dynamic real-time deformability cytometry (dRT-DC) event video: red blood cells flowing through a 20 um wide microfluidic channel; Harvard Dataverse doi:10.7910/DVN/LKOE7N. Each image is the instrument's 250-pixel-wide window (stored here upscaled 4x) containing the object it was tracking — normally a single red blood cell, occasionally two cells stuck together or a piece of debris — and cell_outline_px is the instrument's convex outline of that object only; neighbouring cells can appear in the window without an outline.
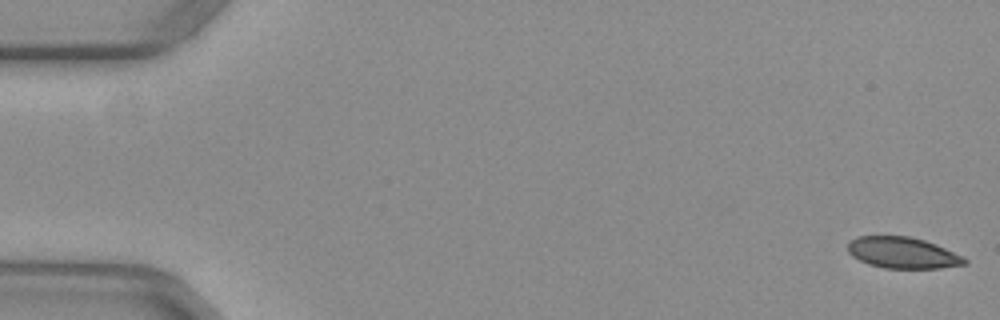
{"species": "common noctule bat (a hibernating species)", "species_latin": "Nyctalus noctula", "temperature_condition": "warm", "stored_images_in_passage": 52, "camera_frame_rate_fps": 3000, "um_per_image_px": 0.085, "animal": {"sex": "female", "body_mass_g": 29.2, "forearm_length_mm": 56.3}, "frame": {"image": 1, "passage_image": 1, "time_ms": 0.0, "image_size_px": [1000, 320], "cell_outline_px": [[968, 264], [940, 268], [884, 268], [868, 264], [852, 256], [848, 252], [848, 240], [856, 236], [908, 236], [924, 240], [936, 244], [964, 256], [968, 260]], "centroid_in_image_um": [76.73, 21.48], "position_along_channel_um": 8.3, "area_um2": 21.44}}
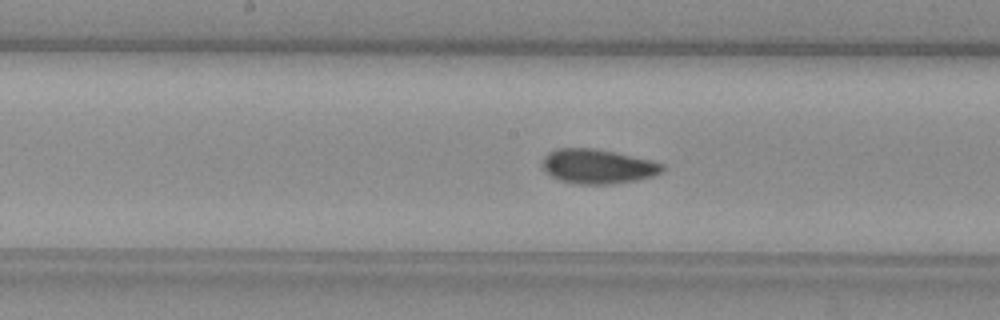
{"frame": {"image": 2, "passage_image": 27, "time_ms": 8.667, "image_size_px": [1000, 320], "cell_outline_px": [[664, 168], [660, 172], [652, 176], [636, 180], [608, 184], [576, 184], [560, 180], [552, 176], [540, 164], [544, 156], [548, 152], [556, 148], [592, 148], [652, 160], [664, 164]], "centroid_in_image_um": [50.77, 14.14], "position_along_channel_um": 197.4, "area_um2": 23.93}}
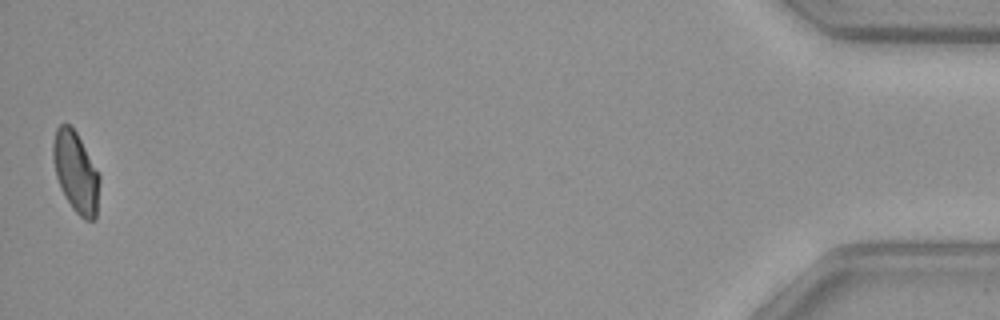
{"frame": {"image": 3, "passage_image": 52, "time_ms": 17.0, "image_size_px": [1000, 320], "cell_outline_px": [[100, 180], [96, 220], [84, 220], [72, 208], [60, 188], [56, 176], [52, 156], [52, 144], [56, 128], [60, 124], [68, 124], [76, 132], [100, 176]], "centroid_in_image_um": [6.44, 14.66], "position_along_channel_um": 428.8, "area_um2": 21.79}, "authors_computed_cell_mechanics": {"area_um2": 23.0911, "velocity_mm_per_s": 3.9538, "shape_relaxation_time_tau1_ms": null, "shape_relaxation_time_tau2_ms": 1.2325, "deformation_change_tau1": null, "deformation_change_tau2": 0.0541}}